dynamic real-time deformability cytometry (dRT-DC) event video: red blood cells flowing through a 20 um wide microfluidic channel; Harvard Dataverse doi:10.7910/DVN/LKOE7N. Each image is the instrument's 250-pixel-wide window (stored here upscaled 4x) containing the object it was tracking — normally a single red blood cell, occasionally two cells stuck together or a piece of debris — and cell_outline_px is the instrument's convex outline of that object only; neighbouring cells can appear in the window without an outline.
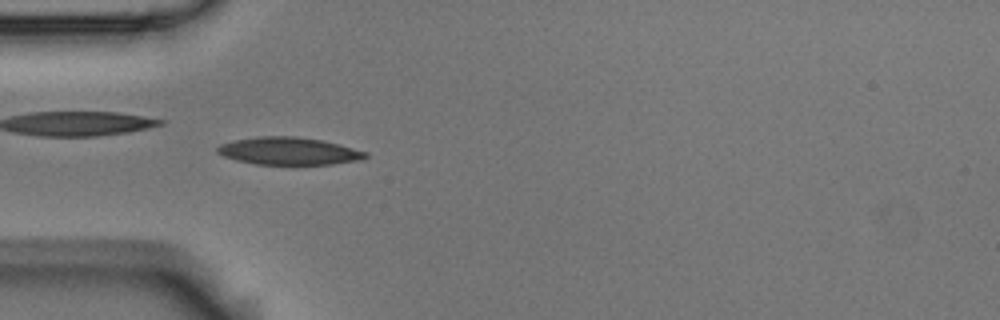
{"species": "Egyptian fruit bat (a non-hibernating species)", "species_latin": "Rousettus aegyptiacus", "temperature_condition": "room temperature", "stored_images_in_passage": 7, "camera_frame_rate_fps": 3000, "um_per_image_px": 0.085, "animal": {"sex": "male"}, "frame": {"image": 1, "passage_image": 4, "time_ms": 1.0, "image_size_px": [1000, 320], "cell_outline_px": [[368, 156], [360, 160], [332, 164], [256, 164], [236, 160], [224, 156], [216, 152], [216, 148], [220, 144], [236, 140], [256, 136], [296, 136], [320, 140], [368, 152]], "centroid_in_image_um": [24.52, 12.84], "position_along_channel_um": 60.5, "area_um2": 23.52}}
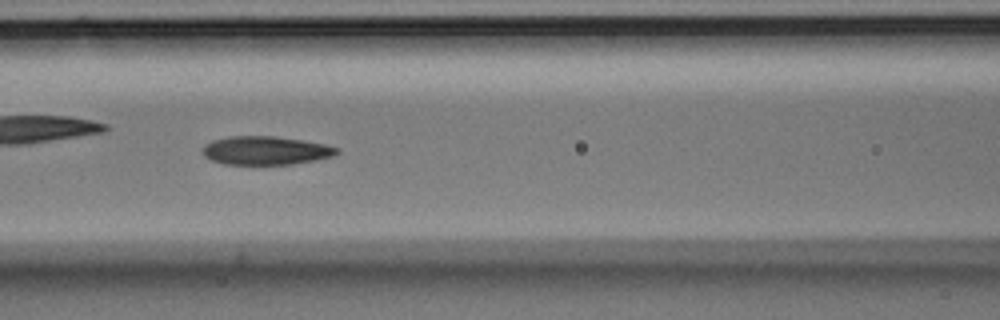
{"frame": {"image": 2, "passage_image": 6, "time_ms": 1.667, "image_size_px": [1000, 320], "cell_outline_px": [[340, 152], [332, 156], [316, 160], [292, 164], [224, 164], [212, 160], [204, 156], [204, 144], [212, 140], [228, 136], [276, 136], [324, 144], [340, 148]], "centroid_in_image_um": [22.59, 12.79], "position_along_channel_um": 144.0, "area_um2": 22.25}}
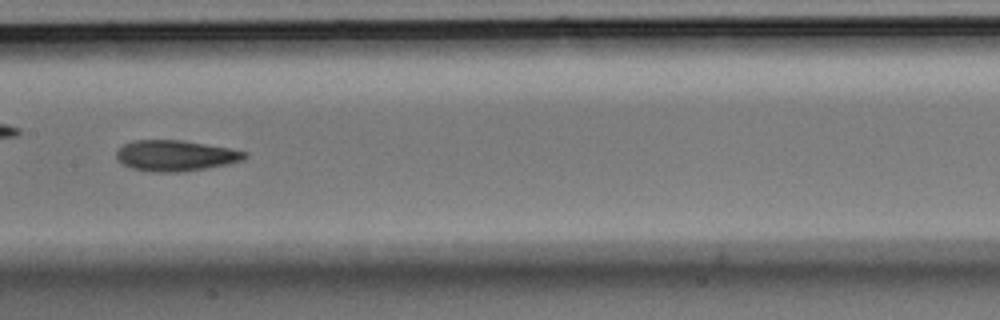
{"frame": {"image": 3, "passage_image": 7, "time_ms": 2.0, "image_size_px": [1000, 320], "cell_outline_px": [[248, 156], [244, 160], [228, 164], [184, 172], [152, 172], [132, 168], [124, 164], [116, 156], [116, 152], [124, 144], [132, 140], [180, 140], [228, 148], [248, 152]], "centroid_in_image_um": [14.94, 13.23], "position_along_channel_um": 192.5, "area_um2": 22.95}}